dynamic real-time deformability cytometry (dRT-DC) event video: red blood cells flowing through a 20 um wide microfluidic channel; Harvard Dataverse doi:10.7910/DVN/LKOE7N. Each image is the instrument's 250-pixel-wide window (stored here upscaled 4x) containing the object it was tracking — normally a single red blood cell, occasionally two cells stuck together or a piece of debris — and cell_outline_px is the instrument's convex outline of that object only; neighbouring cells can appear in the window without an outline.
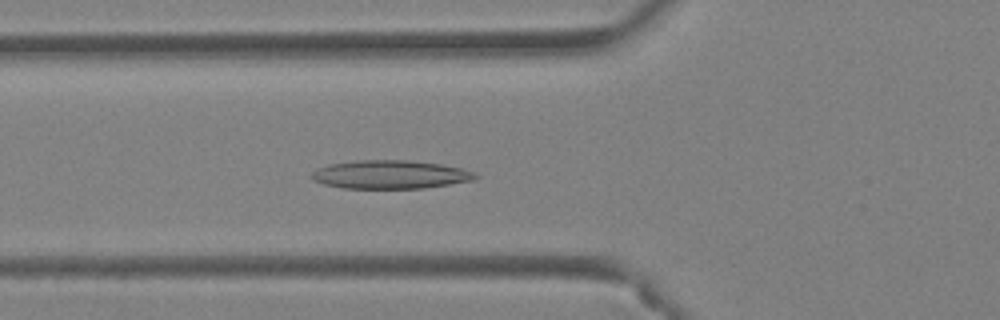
{"species": "Egyptian fruit bat (a non-hibernating species)", "species_latin": "Rousettus aegyptiacus", "temperature_condition": "warm", "stored_images_in_passage": 46, "camera_frame_rate_fps": 3000, "um_per_image_px": 0.085, "animal": {"sex": "female"}, "frame": {"image": 1, "passage_image": 17, "time_ms": 5.333, "image_size_px": [1000, 320], "cell_outline_px": [[480, 176], [476, 180], [424, 188], [344, 188], [324, 184], [312, 180], [312, 172], [316, 168], [328, 164], [356, 160], [408, 160], [440, 164], [460, 168], [472, 172]], "centroid_in_image_um": [33.16, 14.83], "position_along_channel_um": 92.6, "area_um2": 27.17}}
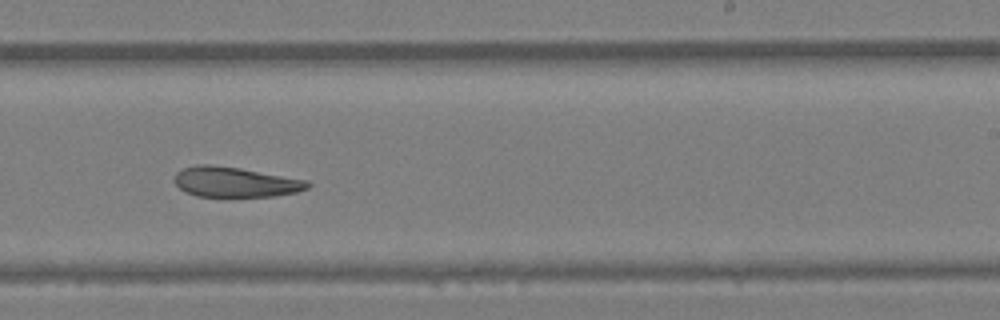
{"frame": {"image": 2, "passage_image": 29, "time_ms": 9.333, "image_size_px": [1000, 320], "cell_outline_px": [[312, 184], [308, 188], [296, 192], [272, 196], [196, 196], [184, 192], [176, 184], [176, 172], [184, 168], [196, 164], [212, 164], [240, 168], [308, 180]], "centroid_in_image_um": [20.0, 15.46], "position_along_channel_um": 269.0, "area_um2": 23.29}}
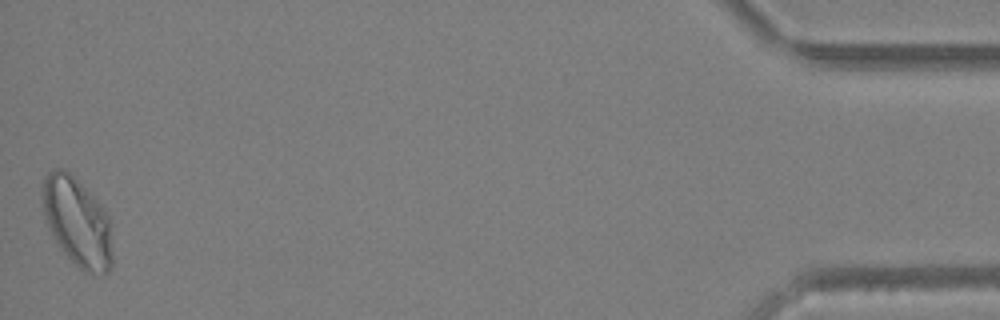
{"frame": {"image": 3, "passage_image": 46, "time_ms": 15.0, "image_size_px": [1000, 320], "cell_outline_px": [[112, 268], [104, 276], [84, 272], [64, 252], [52, 236], [44, 216], [40, 192], [44, 176], [48, 172], [56, 168], [64, 168], [104, 208], [108, 216], [112, 252]], "centroid_in_image_um": [6.55, 18.88], "position_along_channel_um": 428.7, "area_um2": 36.18}, "authors_computed_cell_mechanics": {"area_um2": 28.3798, "velocity_mm_per_s": 4.4163, "shape_relaxation_time_tau1_ms": null, "shape_relaxation_time_tau2_ms": 2.7857, "deformation_change_tau1": null, "deformation_change_tau2": 0.0968}}